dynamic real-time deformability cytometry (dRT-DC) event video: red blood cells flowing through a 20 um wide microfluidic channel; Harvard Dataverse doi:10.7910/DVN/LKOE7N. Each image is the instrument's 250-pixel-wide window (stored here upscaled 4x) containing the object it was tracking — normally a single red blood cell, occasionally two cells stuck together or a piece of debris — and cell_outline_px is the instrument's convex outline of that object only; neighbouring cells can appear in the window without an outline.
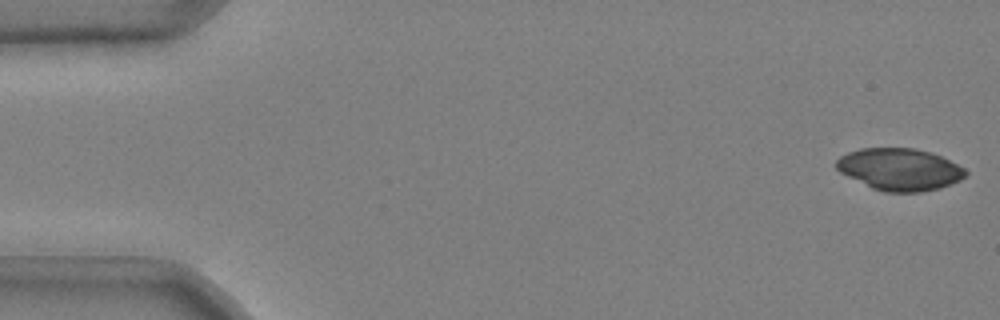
{"species": "common noctule bat (a hibernating species)", "species_latin": "Nyctalus noctula", "temperature_condition": "cold", "stored_images_in_passage": 51, "camera_frame_rate_fps": 3000, "um_per_image_px": 0.085, "animal": {"sex": "male", "body_mass_g": 20.4}, "frame": {"image": 1, "passage_image": 1, "time_ms": 0.0, "image_size_px": [1000, 320], "cell_outline_px": [[968, 172], [960, 180], [952, 184], [940, 188], [920, 192], [884, 192], [872, 188], [840, 172], [836, 168], [836, 160], [840, 156], [848, 152], [860, 148], [916, 148], [940, 156], [964, 168]], "centroid_in_image_um": [76.46, 14.4], "position_along_channel_um": 8.5, "area_um2": 31.5}}